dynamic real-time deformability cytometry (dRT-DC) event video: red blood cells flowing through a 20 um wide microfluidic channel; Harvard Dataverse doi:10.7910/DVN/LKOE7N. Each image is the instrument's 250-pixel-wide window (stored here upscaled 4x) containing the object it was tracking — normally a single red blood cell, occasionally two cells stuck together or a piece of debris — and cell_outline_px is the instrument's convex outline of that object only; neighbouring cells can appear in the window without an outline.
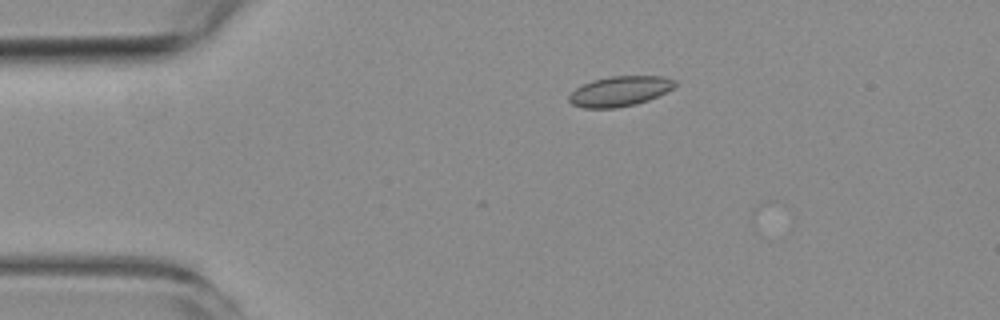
{"species": "common noctule bat (a hibernating species)", "species_latin": "Nyctalus noctula", "temperature_condition": "room temperature", "stored_images_in_passage": 5, "camera_frame_rate_fps": 3000, "um_per_image_px": 0.085, "animal": {"sex": "female", "body_mass_g": 19.3, "forearm_length_mm": 54.1}, "frame": {"image": 1, "passage_image": 2, "time_ms": 1.0, "image_size_px": [1000, 320], "cell_outline_px": [[676, 84], [672, 88], [648, 100], [636, 104], [616, 108], [584, 108], [572, 104], [568, 100], [568, 96], [576, 88], [592, 80], [612, 76], [664, 76], [676, 80]], "centroid_in_image_um": [52.67, 7.75], "position_along_channel_um": 32.3, "area_um2": 18.44}}
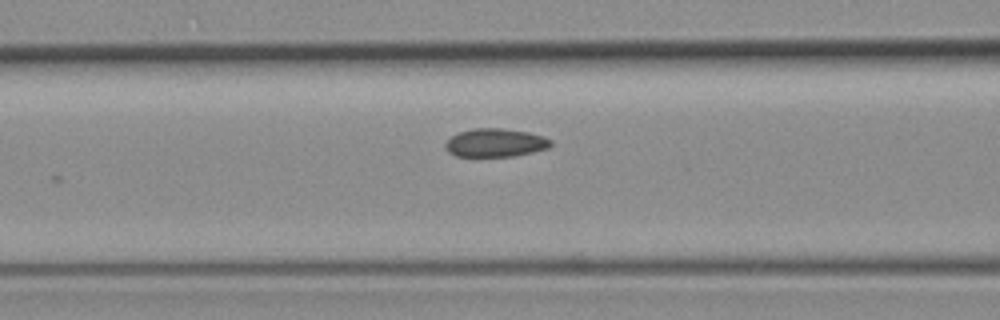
{"frame": {"image": 2, "passage_image": 5, "time_ms": 4.667, "image_size_px": [1000, 320], "cell_outline_px": [[552, 144], [548, 148], [516, 156], [456, 156], [448, 152], [444, 148], [444, 144], [452, 136], [460, 132], [476, 128], [500, 128], [528, 132], [544, 136], [552, 140]], "centroid_in_image_um": [42.11, 12.14], "position_along_channel_um": 124.5, "area_um2": 17.4}}